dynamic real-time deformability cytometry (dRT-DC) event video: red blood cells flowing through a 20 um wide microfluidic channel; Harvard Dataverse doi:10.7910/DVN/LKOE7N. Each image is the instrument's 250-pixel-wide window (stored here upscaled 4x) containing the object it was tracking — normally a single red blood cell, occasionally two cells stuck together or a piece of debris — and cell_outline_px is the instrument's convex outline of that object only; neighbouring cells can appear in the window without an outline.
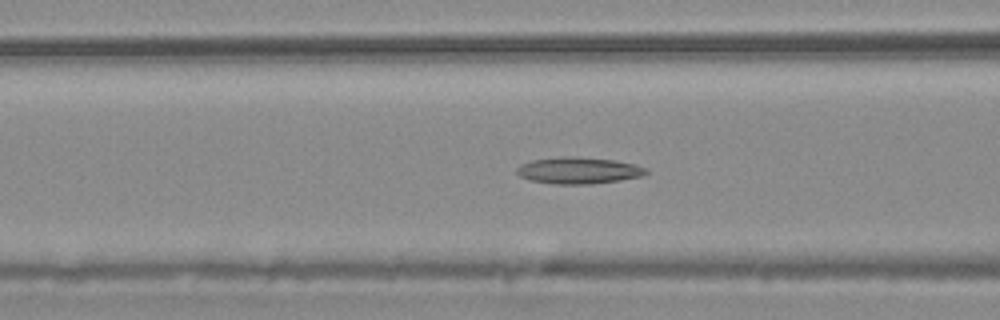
{"species": "common noctule bat (a hibernating species)", "species_latin": "Nyctalus noctula", "temperature_condition": "warm", "stored_images_in_passage": 48, "camera_frame_rate_fps": 3000, "um_per_image_px": 0.085, "animal": {"sex": "male", "body_mass_g": 20.4}, "frame": {"image": 1, "passage_image": 14, "time_ms": 4.333, "image_size_px": [1000, 320], "cell_outline_px": [[648, 172], [640, 176], [620, 180], [592, 184], [552, 184], [532, 180], [520, 176], [516, 172], [516, 168], [520, 164], [532, 160], [568, 156], [612, 160], [632, 164], [644, 168]], "centroid_in_image_um": [49.12, 14.5], "position_along_channel_um": 117.5, "area_um2": 19.65}}
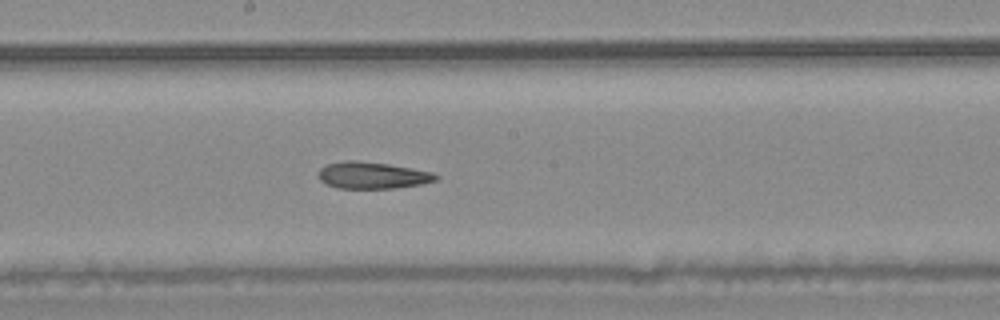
{"frame": {"image": 2, "passage_image": 22, "time_ms": 7.0, "image_size_px": [1000, 320], "cell_outline_px": [[440, 176], [436, 180], [420, 184], [396, 188], [336, 188], [324, 184], [316, 176], [316, 172], [320, 168], [328, 164], [344, 160], [356, 160], [388, 164], [412, 168], [432, 172]], "centroid_in_image_um": [31.59, 14.9], "position_along_channel_um": 216.6, "area_um2": 18.5}}
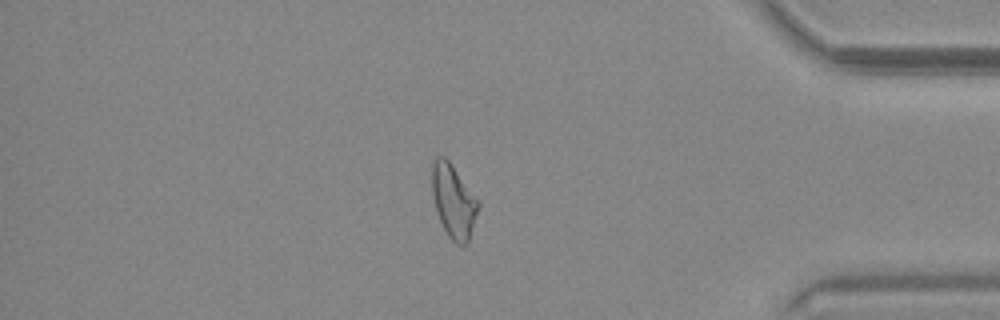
{"frame": {"image": 3, "passage_image": 39, "time_ms": 12.667, "image_size_px": [1000, 320], "cell_outline_px": [[480, 208], [468, 244], [464, 248], [456, 244], [448, 236], [436, 212], [432, 192], [432, 160], [436, 156], [444, 156], [448, 160], [480, 200]], "centroid_in_image_um": [38.58, 17.13], "position_along_channel_um": 396.6, "area_um2": 20.29}, "authors_computed_cell_mechanics": {"area_um2": 19.941, "velocity_mm_per_s": 3.7269, "shape_relaxation_time_tau1_ms": null, "shape_relaxation_time_tau2_ms": 9.0731, "deformation_change_tau1": null, "deformation_change_tau2": 0.2141}}